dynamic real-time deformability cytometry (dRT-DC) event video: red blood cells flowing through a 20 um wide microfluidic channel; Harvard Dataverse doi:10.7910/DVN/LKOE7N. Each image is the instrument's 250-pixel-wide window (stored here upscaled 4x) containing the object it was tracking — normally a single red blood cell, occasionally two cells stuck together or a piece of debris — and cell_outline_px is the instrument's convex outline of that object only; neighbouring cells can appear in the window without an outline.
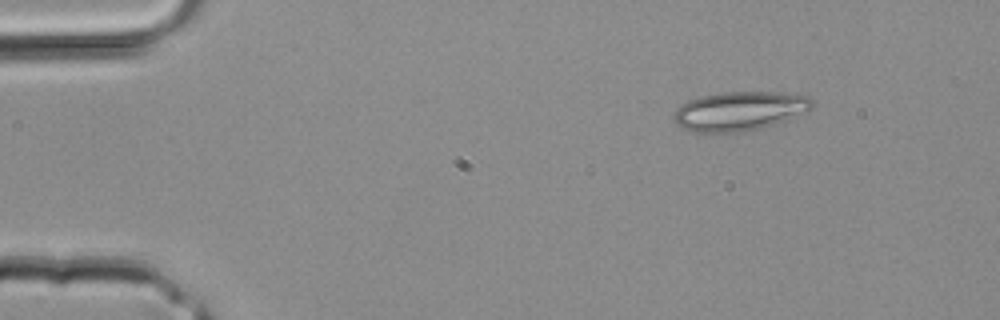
{"species": "common noctule bat (a hibernating species)", "species_latin": "Nyctalus noctula", "temperature_condition": "room temperature", "stored_images_in_passage": 4, "camera_frame_rate_fps": 3000, "um_per_image_px": 0.085, "animal": {"sex": "male", "body_mass_g": 20.4}, "frame": {"image": 1, "passage_image": 1, "time_ms": 0.0, "image_size_px": [1000, 320], "cell_outline_px": [[816, 104], [808, 112], [760, 128], [744, 132], [692, 132], [680, 128], [676, 124], [676, 108], [680, 104], [688, 100], [700, 96], [720, 92], [776, 92], [808, 96], [816, 100]], "centroid_in_image_um": [62.88, 9.43], "position_along_channel_um": 22.1, "area_um2": 31.73}}
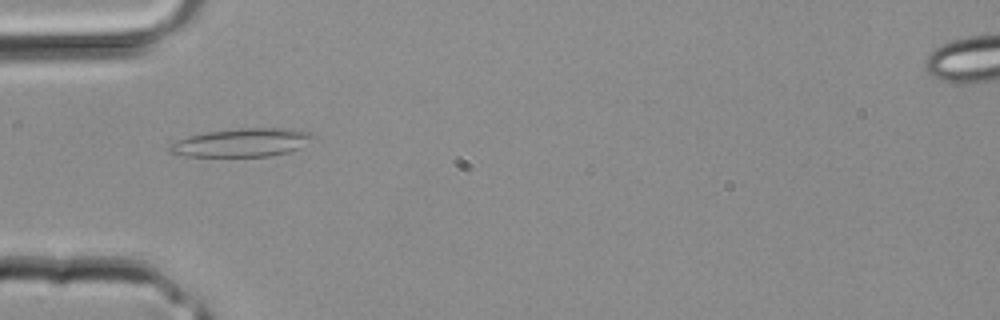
{"frame": {"image": 2, "passage_image": 3, "time_ms": 0.667, "image_size_px": [1000, 320], "cell_outline_px": [[320, 140], [300, 148], [288, 152], [268, 156], [184, 156], [168, 152], [168, 148], [176, 140], [188, 136], [208, 132], [240, 128], [292, 128], [312, 132], [320, 136]], "centroid_in_image_um": [20.72, 12.11], "position_along_channel_um": 64.3, "area_um2": 24.22}}
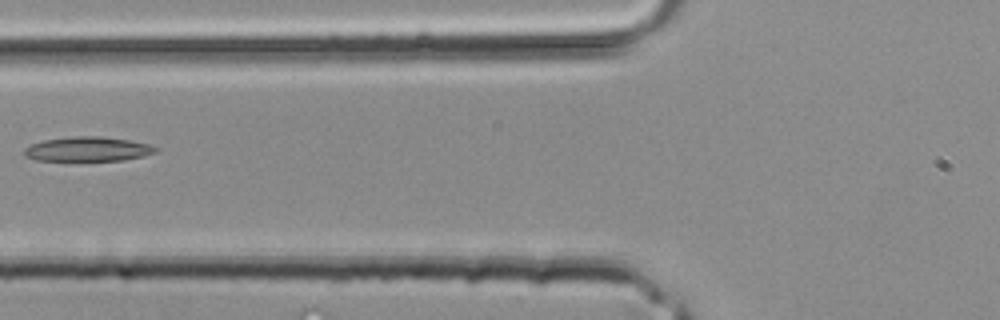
{"frame": {"image": 3, "passage_image": 4, "time_ms": 1.0, "image_size_px": [1000, 320], "cell_outline_px": [[156, 152], [144, 156], [124, 160], [36, 160], [24, 156], [24, 148], [32, 144], [44, 140], [76, 136], [100, 136], [128, 140], [148, 144], [156, 148]], "centroid_in_image_um": [7.44, 12.67], "position_along_channel_um": 118.4, "area_um2": 18.5}}